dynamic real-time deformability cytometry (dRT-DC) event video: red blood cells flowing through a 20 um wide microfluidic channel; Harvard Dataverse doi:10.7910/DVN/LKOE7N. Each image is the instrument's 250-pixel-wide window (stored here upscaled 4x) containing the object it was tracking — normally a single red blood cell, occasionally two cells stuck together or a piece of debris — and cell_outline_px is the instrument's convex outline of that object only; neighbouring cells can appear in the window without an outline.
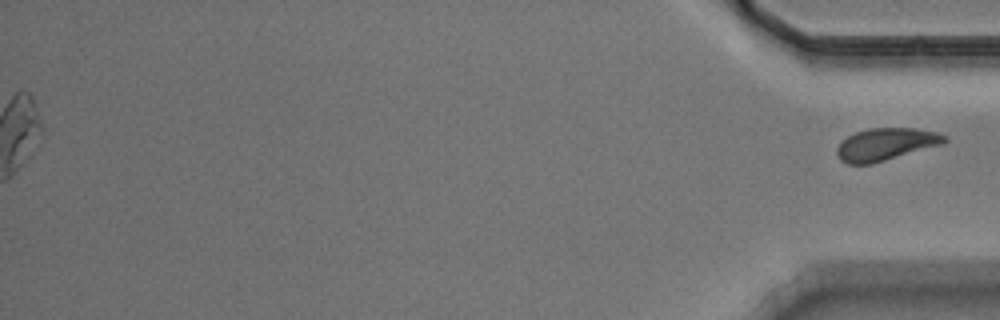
{"species": "Egyptian fruit bat (a non-hibernating species)", "species_latin": "Rousettus aegyptiacus", "temperature_condition": "warm", "stored_images_in_passage": 39, "segment_of_instrument_passage": [2, 2], "camera_frame_rate_fps": 3000, "um_per_image_px": 0.085, "animal": {"sex": "male"}, "frame": {"image": 1, "passage_image": 39, "time_ms": 12.667, "image_size_px": [1000, 320], "cell_outline_px": [[948, 140], [944, 144], [872, 164], [848, 164], [840, 160], [836, 152], [836, 148], [840, 140], [856, 132], [868, 128], [916, 128], [936, 132], [948, 136]], "centroid_in_image_um": [75.3, 12.26], "position_along_channel_um": 359.9, "area_um2": 20.58}}